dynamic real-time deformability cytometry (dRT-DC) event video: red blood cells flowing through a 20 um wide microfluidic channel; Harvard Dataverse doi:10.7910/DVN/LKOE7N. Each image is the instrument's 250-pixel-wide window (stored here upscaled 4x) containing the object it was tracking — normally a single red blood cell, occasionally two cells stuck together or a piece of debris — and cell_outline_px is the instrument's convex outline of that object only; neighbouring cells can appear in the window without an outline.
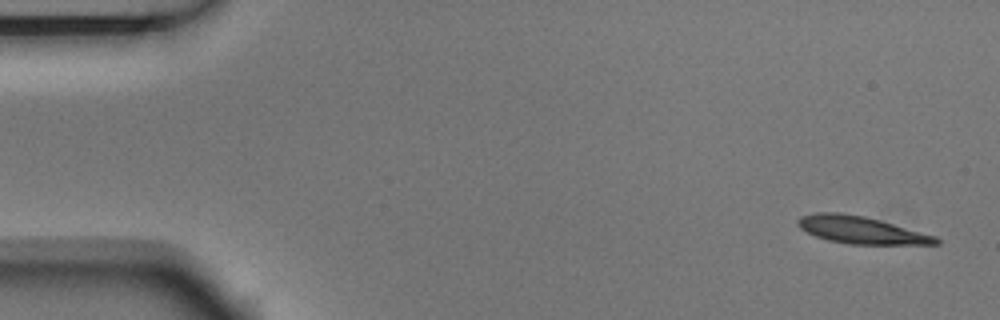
{"species": "Egyptian fruit bat (a non-hibernating species)", "species_latin": "Rousettus aegyptiacus", "temperature_condition": "room temperature", "stored_images_in_passage": 5, "camera_frame_rate_fps": 3000, "um_per_image_px": 0.085, "animal": {"sex": "male"}, "frame": {"image": 1, "passage_image": 1, "time_ms": 0.0, "image_size_px": [1000, 320], "cell_outline_px": [[940, 244], [848, 244], [828, 240], [816, 236], [800, 228], [796, 224], [796, 220], [800, 216], [816, 212], [840, 212], [864, 216], [880, 220], [936, 236], [940, 240]], "centroid_in_image_um": [73.16, 19.54], "position_along_channel_um": 11.8, "area_um2": 21.91}}
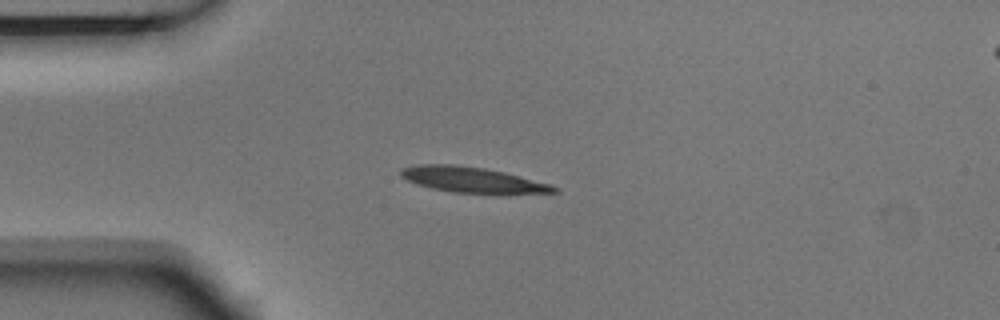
{"frame": {"image": 2, "passage_image": 4, "time_ms": 1.0, "image_size_px": [1000, 320], "cell_outline_px": [[560, 192], [508, 196], [496, 196], [452, 192], [432, 188], [416, 184], [400, 176], [400, 168], [416, 164], [456, 164], [484, 168], [504, 172], [552, 184], [560, 188]], "centroid_in_image_um": [40.29, 15.33], "position_along_channel_um": 44.7, "area_um2": 24.1}}